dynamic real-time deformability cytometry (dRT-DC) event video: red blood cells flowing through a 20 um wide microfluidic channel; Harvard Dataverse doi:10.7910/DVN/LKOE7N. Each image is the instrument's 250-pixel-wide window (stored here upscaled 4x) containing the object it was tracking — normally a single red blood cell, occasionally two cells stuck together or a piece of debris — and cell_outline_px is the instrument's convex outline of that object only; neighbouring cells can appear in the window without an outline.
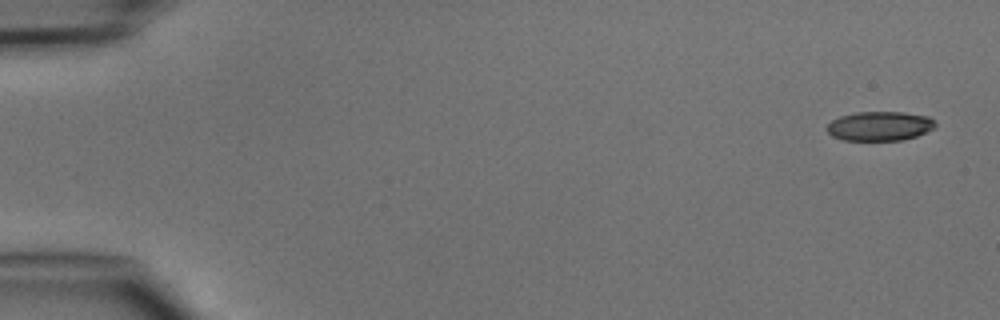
{"species": "common noctule bat (a hibernating species)", "species_latin": "Nyctalus noctula", "temperature_condition": "cold", "stored_images_in_passage": 5, "camera_frame_rate_fps": 3000, "um_per_image_px": 0.085, "animal": {"sex": "male", "body_mass_g": 15.6}, "frame": {"image": 1, "passage_image": 1, "time_ms": 0.0, "image_size_px": [1000, 320], "cell_outline_px": [[936, 128], [916, 136], [900, 140], [844, 140], [832, 136], [828, 132], [828, 124], [832, 120], [840, 116], [856, 112], [904, 112], [928, 116], [936, 124]], "centroid_in_image_um": [74.79, 10.71], "position_along_channel_um": 10.2, "area_um2": 18.44}}
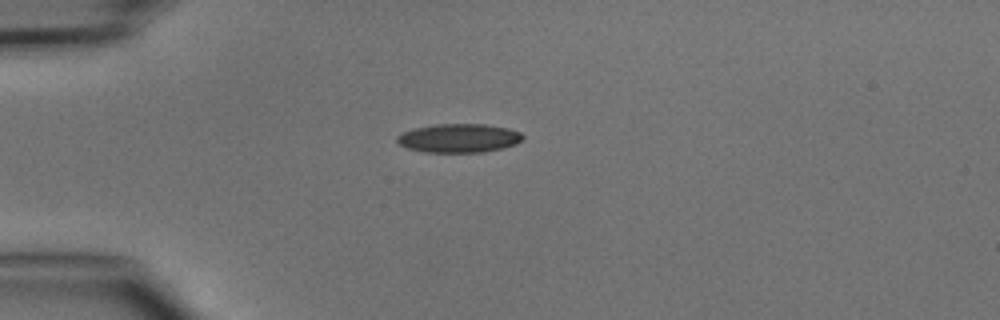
{"frame": {"image": 2, "passage_image": 4, "time_ms": 3.667, "image_size_px": [1000, 320], "cell_outline_px": [[524, 140], [516, 144], [504, 148], [484, 152], [424, 152], [408, 148], [400, 144], [396, 140], [396, 136], [400, 132], [416, 128], [436, 124], [484, 124], [508, 128], [520, 132], [524, 136]], "centroid_in_image_um": [39.03, 11.74], "position_along_channel_um": 46.0, "area_um2": 21.21}}